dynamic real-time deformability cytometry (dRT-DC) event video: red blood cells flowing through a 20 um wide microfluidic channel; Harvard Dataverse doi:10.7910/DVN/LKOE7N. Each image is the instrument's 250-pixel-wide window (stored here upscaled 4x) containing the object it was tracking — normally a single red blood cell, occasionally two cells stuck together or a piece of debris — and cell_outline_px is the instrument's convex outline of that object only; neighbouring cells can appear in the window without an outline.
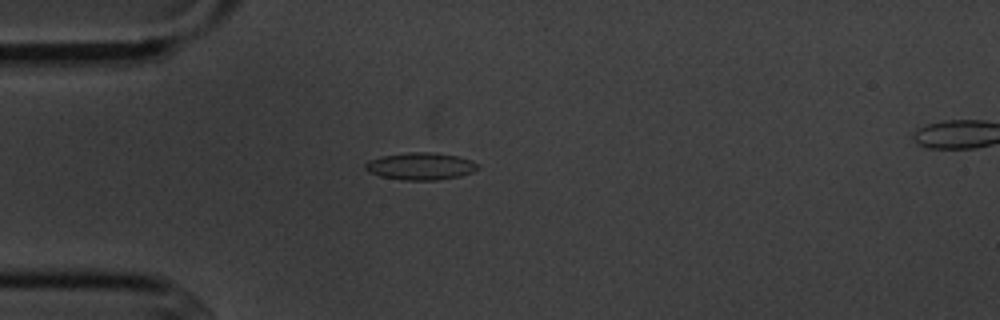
{"species": "common noctule bat (a hibernating species)", "species_latin": "Nyctalus noctula", "temperature_condition": "cold", "stored_images_in_passage": 7, "camera_frame_rate_fps": 3000, "um_per_image_px": 0.085, "animal": {"sex": "male", "body_mass_g": 20.1, "forearm_length_mm": 53.5}, "frame": {"image": 1, "passage_image": 3, "time_ms": 3.333, "image_size_px": [1000, 320], "cell_outline_px": [[480, 168], [472, 172], [460, 176], [436, 180], [400, 180], [380, 176], [368, 172], [364, 168], [364, 164], [368, 160], [384, 156], [408, 152], [432, 152], [456, 156], [472, 160], [480, 164]], "centroid_in_image_um": [35.76, 14.13], "position_along_channel_um": 49.2, "area_um2": 17.98}}
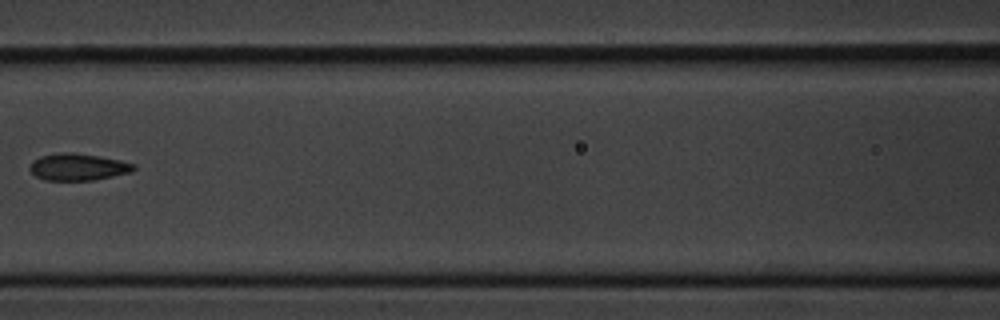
{"frame": {"image": 2, "passage_image": 6, "time_ms": 6.667, "image_size_px": [1000, 320], "cell_outline_px": [[136, 168], [132, 172], [92, 180], [44, 180], [36, 176], [28, 168], [32, 160], [40, 156], [56, 152], [72, 152], [100, 156], [120, 160], [136, 164]], "centroid_in_image_um": [6.61, 14.18], "position_along_channel_um": 160.0, "area_um2": 16.47}}
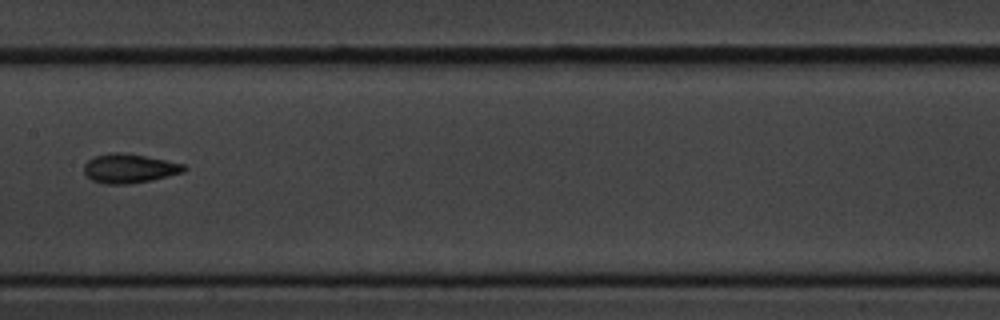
{"frame": {"image": 3, "passage_image": 7, "time_ms": 7.667, "image_size_px": [1000, 320], "cell_outline_px": [[188, 168], [184, 172], [152, 180], [128, 184], [104, 184], [92, 180], [84, 172], [84, 164], [88, 160], [96, 156], [112, 152], [124, 152], [184, 164]], "centroid_in_image_um": [10.99, 14.32], "position_along_channel_um": 196.4, "area_um2": 16.94}}